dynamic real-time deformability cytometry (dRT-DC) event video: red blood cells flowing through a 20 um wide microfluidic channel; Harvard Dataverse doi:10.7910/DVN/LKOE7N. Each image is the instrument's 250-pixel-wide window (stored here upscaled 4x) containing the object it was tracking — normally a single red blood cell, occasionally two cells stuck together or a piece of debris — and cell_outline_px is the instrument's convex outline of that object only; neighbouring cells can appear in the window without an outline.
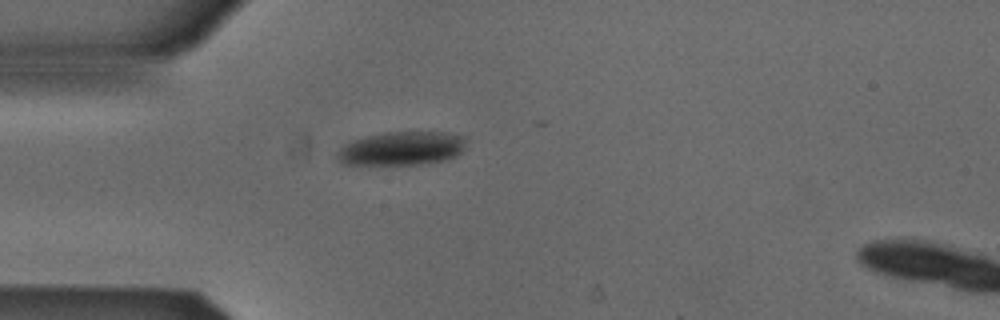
{"species": "Egyptian fruit bat (a non-hibernating species)", "species_latin": "Rousettus aegyptiacus", "temperature_condition": "cold", "stored_images_in_passage": 2, "camera_frame_rate_fps": 3000, "um_per_image_px": 0.085, "animal": {"sex": "male"}, "frame": {"image": 1, "passage_image": 1, "time_ms": 0.0, "image_size_px": [1000, 320], "cell_outline_px": [[464, 148], [456, 156], [444, 160], [420, 164], [344, 164], [336, 156], [336, 152], [344, 144], [368, 136], [388, 132], [444, 132], [464, 136]], "centroid_in_image_um": [34.15, 12.61], "position_along_channel_um": 50.9, "area_um2": 24.91}}